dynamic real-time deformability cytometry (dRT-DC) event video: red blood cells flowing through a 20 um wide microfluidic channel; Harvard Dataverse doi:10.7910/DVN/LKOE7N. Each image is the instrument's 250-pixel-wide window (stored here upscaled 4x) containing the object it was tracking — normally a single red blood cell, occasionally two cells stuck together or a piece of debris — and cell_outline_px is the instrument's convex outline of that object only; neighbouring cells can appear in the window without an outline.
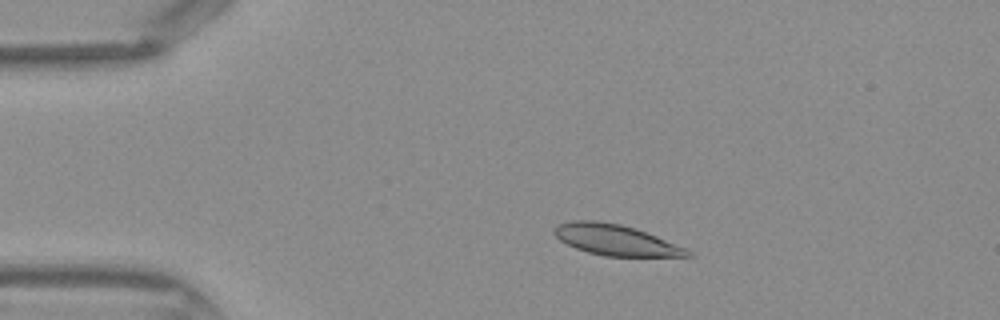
{"species": "Egyptian fruit bat (a non-hibernating species)", "species_latin": "Rousettus aegyptiacus", "temperature_condition": "warm", "stored_images_in_passage": 42, "camera_frame_rate_fps": 3000, "um_per_image_px": 0.085, "frame": {"image": 1, "passage_image": 7, "time_ms": 2.0, "image_size_px": [1000, 320], "cell_outline_px": [[696, 256], [604, 256], [588, 252], [576, 248], [560, 240], [552, 232], [552, 228], [556, 224], [572, 220], [596, 220], [620, 224], [636, 228], [688, 248]], "centroid_in_image_um": [52.33, 20.38], "position_along_channel_um": 32.7, "area_um2": 24.1}}
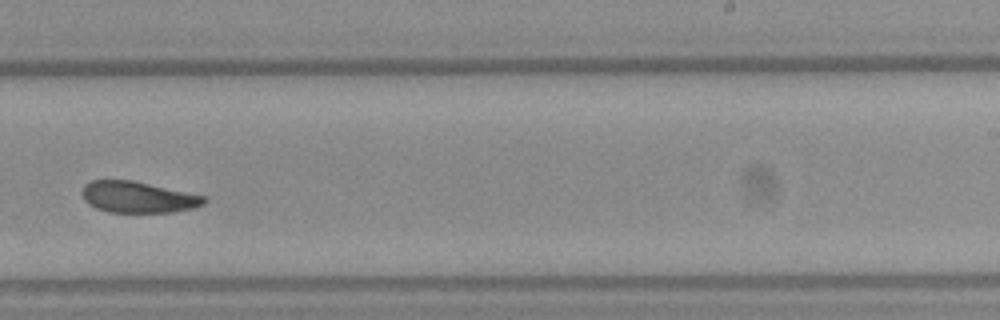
{"frame": {"image": 2, "passage_image": 26, "time_ms": 8.333, "image_size_px": [1000, 320], "cell_outline_px": [[208, 200], [204, 204], [196, 208], [172, 212], [108, 212], [96, 208], [88, 204], [84, 200], [80, 192], [84, 184], [92, 180], [132, 180], [204, 196]], "centroid_in_image_um": [11.7, 16.76], "position_along_channel_um": 277.3, "area_um2": 22.31}}
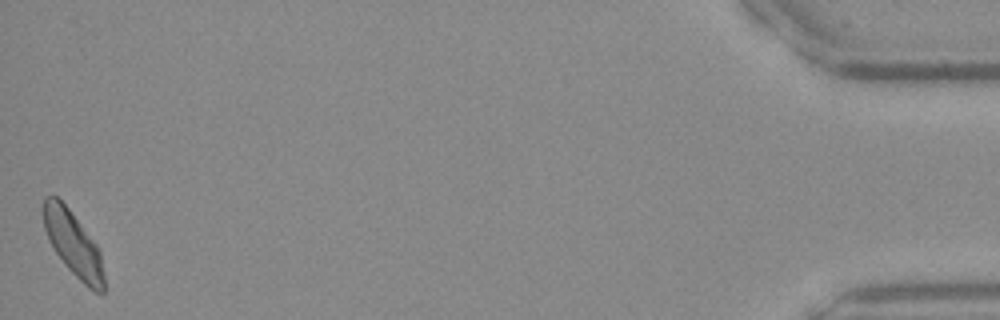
{"frame": {"image": 3, "passage_image": 42, "time_ms": 13.667, "image_size_px": [1000, 320], "cell_outline_px": [[104, 296], [100, 296], [88, 288], [64, 264], [52, 248], [48, 240], [44, 228], [40, 208], [40, 204], [44, 196], [56, 196], [68, 208], [100, 248], [104, 276]], "centroid_in_image_um": [6.2, 20.72], "position_along_channel_um": 429.0, "area_um2": 23.47}}